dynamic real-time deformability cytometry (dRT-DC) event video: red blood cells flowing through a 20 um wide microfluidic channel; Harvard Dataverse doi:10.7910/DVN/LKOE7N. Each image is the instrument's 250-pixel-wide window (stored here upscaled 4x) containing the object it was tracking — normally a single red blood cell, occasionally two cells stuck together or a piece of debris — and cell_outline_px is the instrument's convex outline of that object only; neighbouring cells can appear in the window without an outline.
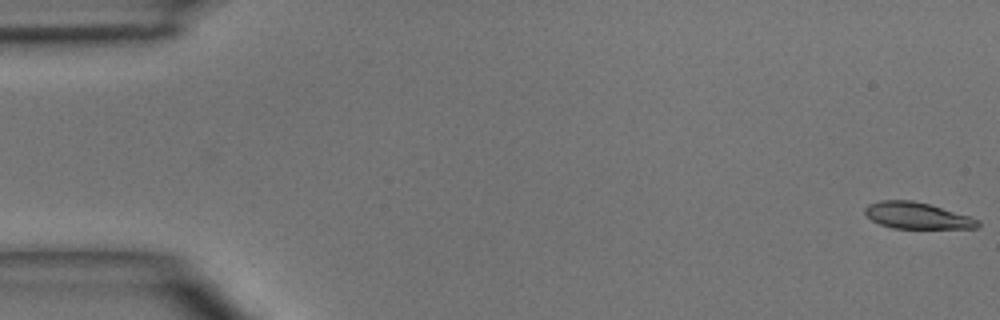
{"species": "common noctule bat (a hibernating species)", "species_latin": "Nyctalus noctula", "temperature_condition": "room temperature", "stored_images_in_passage": 5, "camera_frame_rate_fps": 3000, "um_per_image_px": 0.085, "animal": {"sex": "male", "body_mass_g": 15.6}, "frame": {"image": 1, "passage_image": 1, "time_ms": 0.0, "image_size_px": [1000, 320], "cell_outline_px": [[980, 224], [976, 228], [892, 228], [880, 224], [872, 220], [864, 212], [864, 208], [868, 204], [880, 200], [912, 200], [928, 204], [972, 216], [980, 220]], "centroid_in_image_um": [77.96, 18.32], "position_along_channel_um": 7.0, "area_um2": 17.4}}
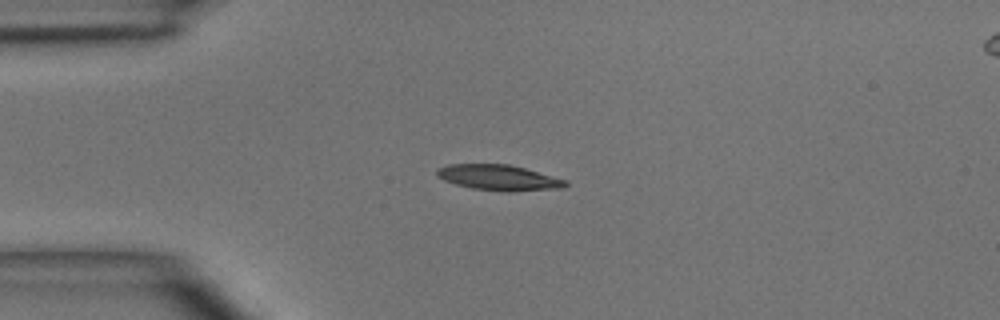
{"frame": {"image": 2, "passage_image": 4, "time_ms": 3.667, "image_size_px": [1000, 320], "cell_outline_px": [[568, 184], [564, 188], [508, 192], [504, 192], [472, 188], [456, 184], [444, 180], [436, 176], [436, 168], [448, 164], [508, 164], [524, 168], [568, 180]], "centroid_in_image_um": [42.4, 15.1], "position_along_channel_um": 42.6, "area_um2": 19.31}}